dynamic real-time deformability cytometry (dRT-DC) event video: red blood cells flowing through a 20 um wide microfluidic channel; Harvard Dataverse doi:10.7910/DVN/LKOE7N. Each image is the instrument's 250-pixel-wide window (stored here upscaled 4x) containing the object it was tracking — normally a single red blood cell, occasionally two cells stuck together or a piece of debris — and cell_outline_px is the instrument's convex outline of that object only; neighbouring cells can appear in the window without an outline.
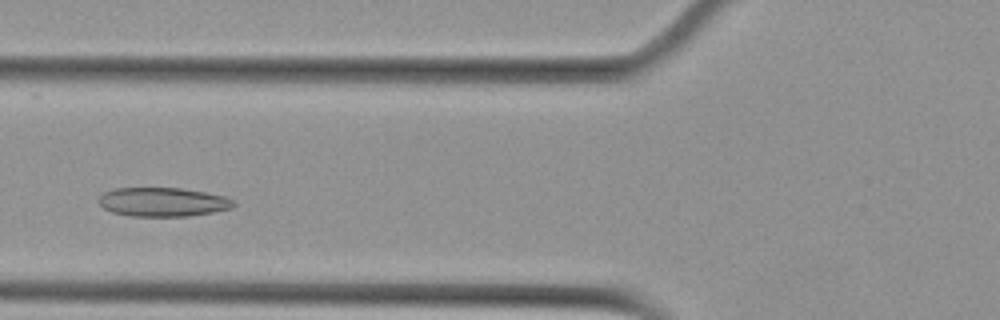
{"species": "Egyptian fruit bat (a non-hibernating species)", "species_latin": "Rousettus aegyptiacus", "temperature_condition": "cold", "stored_images_in_passage": 45, "camera_frame_rate_fps": 3000, "um_per_image_px": 0.085, "animal": {"sex": "female"}, "frame": {"image": 1, "passage_image": 12, "time_ms": 3.667, "image_size_px": [1000, 320], "cell_outline_px": [[236, 204], [232, 208], [212, 212], [188, 216], [132, 216], [112, 212], [104, 208], [96, 200], [104, 192], [116, 188], [180, 188], [204, 192], [224, 196], [236, 200]], "centroid_in_image_um": [13.85, 17.17], "position_along_channel_um": 112.0, "area_um2": 22.77}}
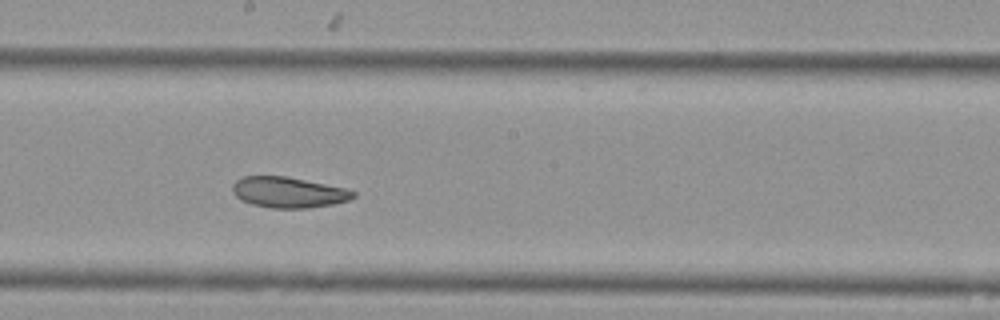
{"frame": {"image": 2, "passage_image": 21, "time_ms": 6.667, "image_size_px": [1000, 320], "cell_outline_px": [[356, 196], [348, 200], [332, 204], [308, 208], [272, 208], [252, 204], [240, 200], [232, 192], [232, 184], [236, 180], [244, 176], [284, 176], [344, 188], [356, 192]], "centroid_in_image_um": [24.47, 16.35], "position_along_channel_um": 223.7, "area_um2": 21.44}}
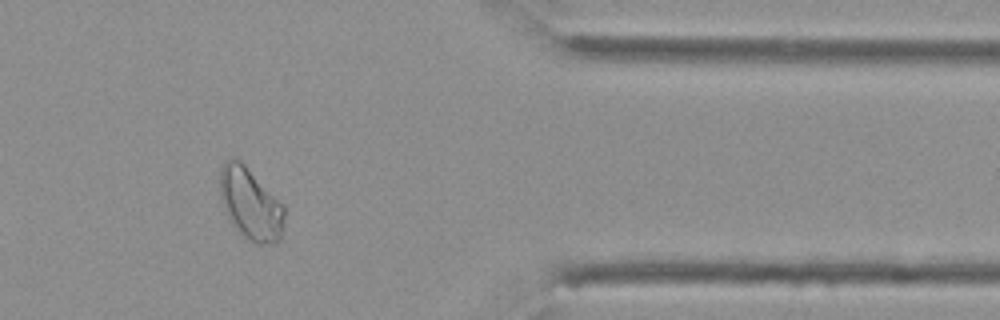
{"frame": {"image": 3, "passage_image": 36, "time_ms": 11.667, "image_size_px": [1000, 320], "cell_outline_px": [[284, 216], [280, 240], [276, 244], [256, 244], [248, 240], [228, 220], [220, 196], [220, 168], [224, 160], [232, 156], [236, 156], [284, 204]], "centroid_in_image_um": [21.28, 17.31], "position_along_channel_um": 390.1, "area_um2": 27.28}, "authors_computed_cell_mechanics": {"area_um2": 24.4494, "velocity_mm_per_s": 3.74, "shape_relaxation_time_tau1_ms": null, "shape_relaxation_time_tau2_ms": 5.6939, "deformation_change_tau1": null, "deformation_change_tau2": 0.0968}}